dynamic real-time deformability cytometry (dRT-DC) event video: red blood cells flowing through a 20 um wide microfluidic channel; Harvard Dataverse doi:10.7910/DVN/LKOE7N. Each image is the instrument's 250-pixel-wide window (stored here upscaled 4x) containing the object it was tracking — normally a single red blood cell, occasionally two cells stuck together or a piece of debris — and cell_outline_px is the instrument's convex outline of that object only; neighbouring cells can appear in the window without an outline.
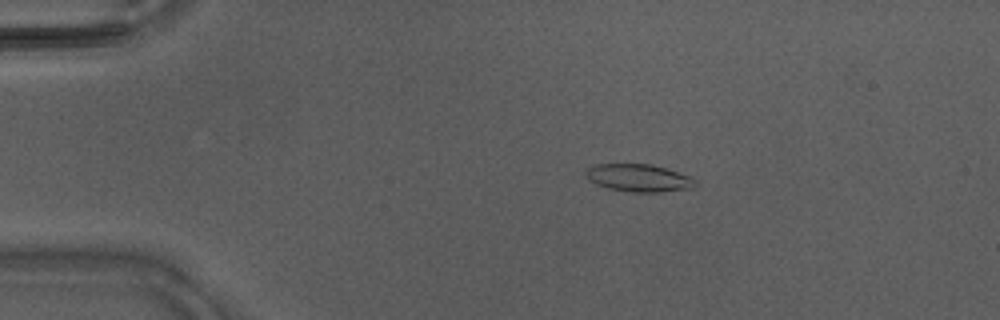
{"species": "Egyptian fruit bat (a non-hibernating species)", "species_latin": "Rousettus aegyptiacus", "temperature_condition": "warm", "stored_images_in_passage": 40, "camera_frame_rate_fps": 3000, "um_per_image_px": 0.085, "animal": {"sex": "male"}, "frame": {"image": 1, "passage_image": 4, "time_ms": 1.0, "image_size_px": [1000, 320], "cell_outline_px": [[696, 184], [692, 188], [656, 192], [632, 192], [608, 188], [596, 184], [588, 180], [584, 172], [588, 168], [596, 164], [648, 164], [664, 168], [688, 176], [696, 180]], "centroid_in_image_um": [54.24, 15.12], "position_along_channel_um": 30.8, "area_um2": 17.34}}
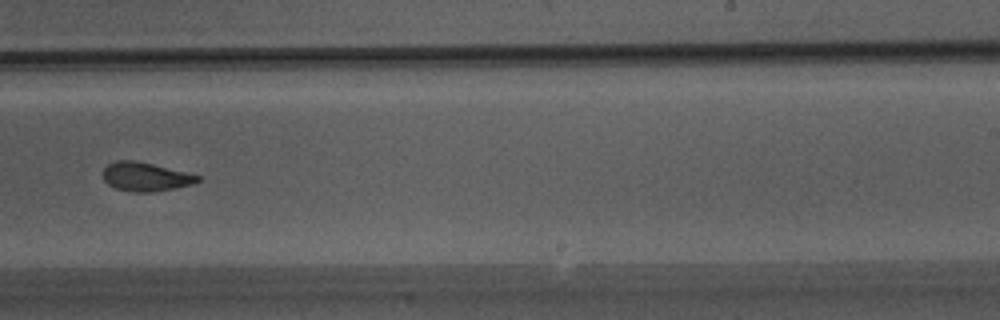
{"frame": {"image": 2, "passage_image": 24, "time_ms": 7.667, "image_size_px": [1000, 320], "cell_outline_px": [[200, 180], [192, 184], [176, 188], [152, 192], [132, 192], [116, 188], [108, 184], [104, 180], [104, 168], [108, 164], [116, 160], [136, 160], [200, 176]], "centroid_in_image_um": [12.35, 15.03], "position_along_channel_um": 276.6, "area_um2": 15.72}}
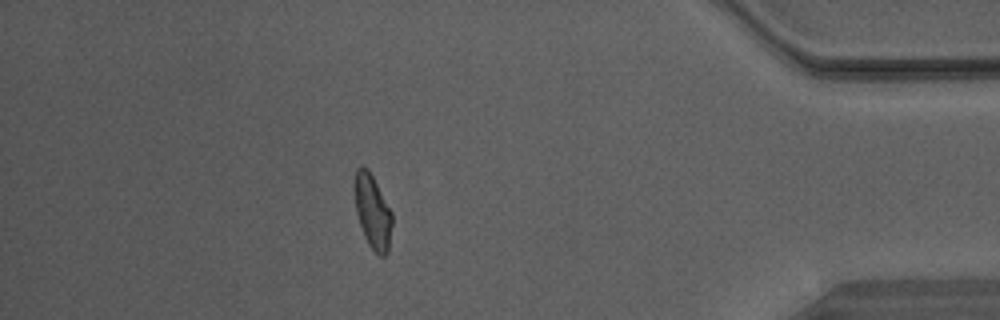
{"frame": {"image": 3, "passage_image": 35, "time_ms": 11.333, "image_size_px": [1000, 320], "cell_outline_px": [[392, 224], [388, 252], [384, 256], [380, 256], [368, 244], [364, 236], [356, 212], [352, 184], [356, 168], [360, 164], [368, 168], [392, 212]], "centroid_in_image_um": [31.63, 17.92], "position_along_channel_um": 403.6, "area_um2": 16.47}}